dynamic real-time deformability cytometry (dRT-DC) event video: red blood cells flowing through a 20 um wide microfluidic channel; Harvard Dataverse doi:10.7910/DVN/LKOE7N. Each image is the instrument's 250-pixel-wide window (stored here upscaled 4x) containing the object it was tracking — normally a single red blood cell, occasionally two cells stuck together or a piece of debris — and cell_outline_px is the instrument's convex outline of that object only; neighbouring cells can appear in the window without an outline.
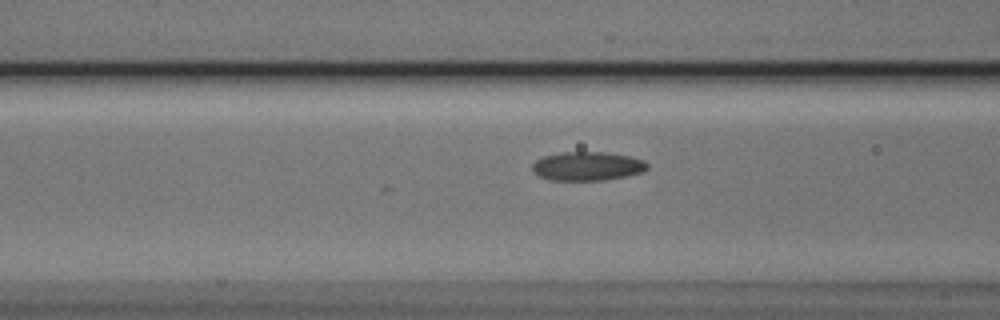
{"species": "Egyptian fruit bat (a non-hibernating species)", "species_latin": "Rousettus aegyptiacus", "temperature_condition": "cold", "stored_images_in_passage": 13, "camera_frame_rate_fps": 3000, "um_per_image_px": 0.085, "animal": {"sex": "male"}, "frame": {"image": 1, "passage_image": 11, "time_ms": 3.333, "image_size_px": [1000, 320], "cell_outline_px": [[648, 168], [640, 172], [624, 176], [604, 180], [552, 180], [540, 176], [532, 172], [532, 164], [536, 160], [544, 156], [560, 152], [604, 152], [628, 156], [644, 160], [648, 164]], "centroid_in_image_um": [49.89, 14.12], "position_along_channel_um": 116.7, "area_um2": 19.19}}